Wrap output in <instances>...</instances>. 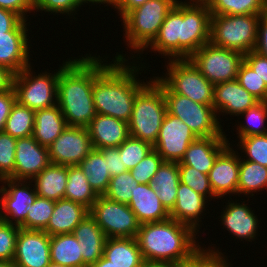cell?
Segmentation results:
<instances>
[{
	"instance_id": "cell-1",
	"label": "cell",
	"mask_w": 267,
	"mask_h": 267,
	"mask_svg": "<svg viewBox=\"0 0 267 267\" xmlns=\"http://www.w3.org/2000/svg\"><path fill=\"white\" fill-rule=\"evenodd\" d=\"M211 13L207 3L178 1L167 14L158 35L148 45L169 60L189 59L210 42ZM170 56V57H169Z\"/></svg>"
},
{
	"instance_id": "cell-40",
	"label": "cell",
	"mask_w": 267,
	"mask_h": 267,
	"mask_svg": "<svg viewBox=\"0 0 267 267\" xmlns=\"http://www.w3.org/2000/svg\"><path fill=\"white\" fill-rule=\"evenodd\" d=\"M139 184L133 179L130 171H126L110 179L107 191L103 196L110 200L128 205L132 193Z\"/></svg>"
},
{
	"instance_id": "cell-25",
	"label": "cell",
	"mask_w": 267,
	"mask_h": 267,
	"mask_svg": "<svg viewBox=\"0 0 267 267\" xmlns=\"http://www.w3.org/2000/svg\"><path fill=\"white\" fill-rule=\"evenodd\" d=\"M72 233L80 245L83 267L96 263L103 256L107 237L90 214L85 216Z\"/></svg>"
},
{
	"instance_id": "cell-57",
	"label": "cell",
	"mask_w": 267,
	"mask_h": 267,
	"mask_svg": "<svg viewBox=\"0 0 267 267\" xmlns=\"http://www.w3.org/2000/svg\"><path fill=\"white\" fill-rule=\"evenodd\" d=\"M14 75L8 68L0 65V93L13 87Z\"/></svg>"
},
{
	"instance_id": "cell-27",
	"label": "cell",
	"mask_w": 267,
	"mask_h": 267,
	"mask_svg": "<svg viewBox=\"0 0 267 267\" xmlns=\"http://www.w3.org/2000/svg\"><path fill=\"white\" fill-rule=\"evenodd\" d=\"M89 214L84 205L67 199L55 201V207L44 231L50 236L72 233L75 227Z\"/></svg>"
},
{
	"instance_id": "cell-28",
	"label": "cell",
	"mask_w": 267,
	"mask_h": 267,
	"mask_svg": "<svg viewBox=\"0 0 267 267\" xmlns=\"http://www.w3.org/2000/svg\"><path fill=\"white\" fill-rule=\"evenodd\" d=\"M67 127L58 104L35 111L32 137L44 147H49Z\"/></svg>"
},
{
	"instance_id": "cell-10",
	"label": "cell",
	"mask_w": 267,
	"mask_h": 267,
	"mask_svg": "<svg viewBox=\"0 0 267 267\" xmlns=\"http://www.w3.org/2000/svg\"><path fill=\"white\" fill-rule=\"evenodd\" d=\"M31 65L14 75L13 89L16 101L33 110L44 109L57 104L58 77L61 72L34 75ZM55 98V99H54Z\"/></svg>"
},
{
	"instance_id": "cell-14",
	"label": "cell",
	"mask_w": 267,
	"mask_h": 267,
	"mask_svg": "<svg viewBox=\"0 0 267 267\" xmlns=\"http://www.w3.org/2000/svg\"><path fill=\"white\" fill-rule=\"evenodd\" d=\"M0 181L4 183L3 185H7V187L0 186V220L19 226L26 219L29 206L38 196L34 184H31L30 180L27 182L11 178ZM29 183L33 186L30 187Z\"/></svg>"
},
{
	"instance_id": "cell-61",
	"label": "cell",
	"mask_w": 267,
	"mask_h": 267,
	"mask_svg": "<svg viewBox=\"0 0 267 267\" xmlns=\"http://www.w3.org/2000/svg\"><path fill=\"white\" fill-rule=\"evenodd\" d=\"M0 267H15V265L13 262L0 260Z\"/></svg>"
},
{
	"instance_id": "cell-43",
	"label": "cell",
	"mask_w": 267,
	"mask_h": 267,
	"mask_svg": "<svg viewBox=\"0 0 267 267\" xmlns=\"http://www.w3.org/2000/svg\"><path fill=\"white\" fill-rule=\"evenodd\" d=\"M237 147L246 154L244 160L267 167V133L247 136L239 139ZM246 157V159H245Z\"/></svg>"
},
{
	"instance_id": "cell-33",
	"label": "cell",
	"mask_w": 267,
	"mask_h": 267,
	"mask_svg": "<svg viewBox=\"0 0 267 267\" xmlns=\"http://www.w3.org/2000/svg\"><path fill=\"white\" fill-rule=\"evenodd\" d=\"M93 191L99 196L107 191L111 175L107 172V160L99 149H93L78 165Z\"/></svg>"
},
{
	"instance_id": "cell-34",
	"label": "cell",
	"mask_w": 267,
	"mask_h": 267,
	"mask_svg": "<svg viewBox=\"0 0 267 267\" xmlns=\"http://www.w3.org/2000/svg\"><path fill=\"white\" fill-rule=\"evenodd\" d=\"M98 195L90 187L83 170L78 166H68V181L64 199L78 202L88 209L97 200Z\"/></svg>"
},
{
	"instance_id": "cell-3",
	"label": "cell",
	"mask_w": 267,
	"mask_h": 267,
	"mask_svg": "<svg viewBox=\"0 0 267 267\" xmlns=\"http://www.w3.org/2000/svg\"><path fill=\"white\" fill-rule=\"evenodd\" d=\"M197 234L190 226L169 217L140 224L135 238L144 261L169 262L184 267L203 254L202 247L196 243Z\"/></svg>"
},
{
	"instance_id": "cell-5",
	"label": "cell",
	"mask_w": 267,
	"mask_h": 267,
	"mask_svg": "<svg viewBox=\"0 0 267 267\" xmlns=\"http://www.w3.org/2000/svg\"><path fill=\"white\" fill-rule=\"evenodd\" d=\"M166 113L163 90L152 78L136 95L128 122L130 136L154 146Z\"/></svg>"
},
{
	"instance_id": "cell-44",
	"label": "cell",
	"mask_w": 267,
	"mask_h": 267,
	"mask_svg": "<svg viewBox=\"0 0 267 267\" xmlns=\"http://www.w3.org/2000/svg\"><path fill=\"white\" fill-rule=\"evenodd\" d=\"M178 167L179 178L181 183L189 186L192 190L204 196L205 198H216V196L212 192V188L207 174L199 172L190 166Z\"/></svg>"
},
{
	"instance_id": "cell-63",
	"label": "cell",
	"mask_w": 267,
	"mask_h": 267,
	"mask_svg": "<svg viewBox=\"0 0 267 267\" xmlns=\"http://www.w3.org/2000/svg\"><path fill=\"white\" fill-rule=\"evenodd\" d=\"M209 1L210 0H190V2H199V3H208Z\"/></svg>"
},
{
	"instance_id": "cell-9",
	"label": "cell",
	"mask_w": 267,
	"mask_h": 267,
	"mask_svg": "<svg viewBox=\"0 0 267 267\" xmlns=\"http://www.w3.org/2000/svg\"><path fill=\"white\" fill-rule=\"evenodd\" d=\"M169 61V62H168ZM167 72L157 77L172 93L213 106L214 84L207 80L189 59L168 60Z\"/></svg>"
},
{
	"instance_id": "cell-36",
	"label": "cell",
	"mask_w": 267,
	"mask_h": 267,
	"mask_svg": "<svg viewBox=\"0 0 267 267\" xmlns=\"http://www.w3.org/2000/svg\"><path fill=\"white\" fill-rule=\"evenodd\" d=\"M211 15H246L267 12V0H210Z\"/></svg>"
},
{
	"instance_id": "cell-2",
	"label": "cell",
	"mask_w": 267,
	"mask_h": 267,
	"mask_svg": "<svg viewBox=\"0 0 267 267\" xmlns=\"http://www.w3.org/2000/svg\"><path fill=\"white\" fill-rule=\"evenodd\" d=\"M113 63L102 64L93 73V101L97 114L108 115L127 123L130 121L136 95L149 83L140 82L136 74L140 67L127 63L117 54ZM127 64V65H126ZM136 65V66H134Z\"/></svg>"
},
{
	"instance_id": "cell-39",
	"label": "cell",
	"mask_w": 267,
	"mask_h": 267,
	"mask_svg": "<svg viewBox=\"0 0 267 267\" xmlns=\"http://www.w3.org/2000/svg\"><path fill=\"white\" fill-rule=\"evenodd\" d=\"M239 116H245L247 123H241L236 129L238 138L267 133L265 120H267V102H258ZM245 124V125H244Z\"/></svg>"
},
{
	"instance_id": "cell-11",
	"label": "cell",
	"mask_w": 267,
	"mask_h": 267,
	"mask_svg": "<svg viewBox=\"0 0 267 267\" xmlns=\"http://www.w3.org/2000/svg\"><path fill=\"white\" fill-rule=\"evenodd\" d=\"M189 60L215 85L236 79L244 54L214 46L209 42L194 52Z\"/></svg>"
},
{
	"instance_id": "cell-24",
	"label": "cell",
	"mask_w": 267,
	"mask_h": 267,
	"mask_svg": "<svg viewBox=\"0 0 267 267\" xmlns=\"http://www.w3.org/2000/svg\"><path fill=\"white\" fill-rule=\"evenodd\" d=\"M208 200L196 193L189 186L179 183L178 193L170 218L190 226L196 233L199 232L201 214L206 210ZM199 228V229H198Z\"/></svg>"
},
{
	"instance_id": "cell-38",
	"label": "cell",
	"mask_w": 267,
	"mask_h": 267,
	"mask_svg": "<svg viewBox=\"0 0 267 267\" xmlns=\"http://www.w3.org/2000/svg\"><path fill=\"white\" fill-rule=\"evenodd\" d=\"M55 207V201L37 196L29 206L26 219L19 225L27 230H44L50 220Z\"/></svg>"
},
{
	"instance_id": "cell-41",
	"label": "cell",
	"mask_w": 267,
	"mask_h": 267,
	"mask_svg": "<svg viewBox=\"0 0 267 267\" xmlns=\"http://www.w3.org/2000/svg\"><path fill=\"white\" fill-rule=\"evenodd\" d=\"M153 149L151 144L131 136L118 146L123 164L128 171L140 163Z\"/></svg>"
},
{
	"instance_id": "cell-59",
	"label": "cell",
	"mask_w": 267,
	"mask_h": 267,
	"mask_svg": "<svg viewBox=\"0 0 267 267\" xmlns=\"http://www.w3.org/2000/svg\"><path fill=\"white\" fill-rule=\"evenodd\" d=\"M87 267H116L108 259L102 256L96 263L90 264Z\"/></svg>"
},
{
	"instance_id": "cell-48",
	"label": "cell",
	"mask_w": 267,
	"mask_h": 267,
	"mask_svg": "<svg viewBox=\"0 0 267 267\" xmlns=\"http://www.w3.org/2000/svg\"><path fill=\"white\" fill-rule=\"evenodd\" d=\"M81 0H33L34 11L51 12L54 14L62 13L73 15L77 12L78 7H81Z\"/></svg>"
},
{
	"instance_id": "cell-13",
	"label": "cell",
	"mask_w": 267,
	"mask_h": 267,
	"mask_svg": "<svg viewBox=\"0 0 267 267\" xmlns=\"http://www.w3.org/2000/svg\"><path fill=\"white\" fill-rule=\"evenodd\" d=\"M93 149L87 128L67 126L48 147L49 161L63 166L79 165Z\"/></svg>"
},
{
	"instance_id": "cell-51",
	"label": "cell",
	"mask_w": 267,
	"mask_h": 267,
	"mask_svg": "<svg viewBox=\"0 0 267 267\" xmlns=\"http://www.w3.org/2000/svg\"><path fill=\"white\" fill-rule=\"evenodd\" d=\"M16 102V95L13 87L0 93V132H3L6 120L10 115L11 108Z\"/></svg>"
},
{
	"instance_id": "cell-42",
	"label": "cell",
	"mask_w": 267,
	"mask_h": 267,
	"mask_svg": "<svg viewBox=\"0 0 267 267\" xmlns=\"http://www.w3.org/2000/svg\"><path fill=\"white\" fill-rule=\"evenodd\" d=\"M236 80L259 102H267V84L245 61L239 67Z\"/></svg>"
},
{
	"instance_id": "cell-26",
	"label": "cell",
	"mask_w": 267,
	"mask_h": 267,
	"mask_svg": "<svg viewBox=\"0 0 267 267\" xmlns=\"http://www.w3.org/2000/svg\"><path fill=\"white\" fill-rule=\"evenodd\" d=\"M140 224L158 222L170 217L150 184H139L128 204Z\"/></svg>"
},
{
	"instance_id": "cell-30",
	"label": "cell",
	"mask_w": 267,
	"mask_h": 267,
	"mask_svg": "<svg viewBox=\"0 0 267 267\" xmlns=\"http://www.w3.org/2000/svg\"><path fill=\"white\" fill-rule=\"evenodd\" d=\"M179 183L177 162H163L150 181L152 189L157 193L160 202L169 213L175 206Z\"/></svg>"
},
{
	"instance_id": "cell-53",
	"label": "cell",
	"mask_w": 267,
	"mask_h": 267,
	"mask_svg": "<svg viewBox=\"0 0 267 267\" xmlns=\"http://www.w3.org/2000/svg\"><path fill=\"white\" fill-rule=\"evenodd\" d=\"M0 8L11 10L26 20V14L34 11L33 0H0ZM26 17V18H25Z\"/></svg>"
},
{
	"instance_id": "cell-55",
	"label": "cell",
	"mask_w": 267,
	"mask_h": 267,
	"mask_svg": "<svg viewBox=\"0 0 267 267\" xmlns=\"http://www.w3.org/2000/svg\"><path fill=\"white\" fill-rule=\"evenodd\" d=\"M21 20L15 12L0 8V34L10 32Z\"/></svg>"
},
{
	"instance_id": "cell-46",
	"label": "cell",
	"mask_w": 267,
	"mask_h": 267,
	"mask_svg": "<svg viewBox=\"0 0 267 267\" xmlns=\"http://www.w3.org/2000/svg\"><path fill=\"white\" fill-rule=\"evenodd\" d=\"M16 143L17 138L0 132V180L14 172Z\"/></svg>"
},
{
	"instance_id": "cell-62",
	"label": "cell",
	"mask_w": 267,
	"mask_h": 267,
	"mask_svg": "<svg viewBox=\"0 0 267 267\" xmlns=\"http://www.w3.org/2000/svg\"><path fill=\"white\" fill-rule=\"evenodd\" d=\"M47 267H67V266H63L61 264H56V263L50 262Z\"/></svg>"
},
{
	"instance_id": "cell-47",
	"label": "cell",
	"mask_w": 267,
	"mask_h": 267,
	"mask_svg": "<svg viewBox=\"0 0 267 267\" xmlns=\"http://www.w3.org/2000/svg\"><path fill=\"white\" fill-rule=\"evenodd\" d=\"M20 227L0 220V260L12 262L16 251V239Z\"/></svg>"
},
{
	"instance_id": "cell-60",
	"label": "cell",
	"mask_w": 267,
	"mask_h": 267,
	"mask_svg": "<svg viewBox=\"0 0 267 267\" xmlns=\"http://www.w3.org/2000/svg\"><path fill=\"white\" fill-rule=\"evenodd\" d=\"M82 4H86V3H96V4H107V5H112V7L116 8L118 0H81Z\"/></svg>"
},
{
	"instance_id": "cell-18",
	"label": "cell",
	"mask_w": 267,
	"mask_h": 267,
	"mask_svg": "<svg viewBox=\"0 0 267 267\" xmlns=\"http://www.w3.org/2000/svg\"><path fill=\"white\" fill-rule=\"evenodd\" d=\"M26 21L22 19L10 32L0 34V65L14 74L31 65Z\"/></svg>"
},
{
	"instance_id": "cell-17",
	"label": "cell",
	"mask_w": 267,
	"mask_h": 267,
	"mask_svg": "<svg viewBox=\"0 0 267 267\" xmlns=\"http://www.w3.org/2000/svg\"><path fill=\"white\" fill-rule=\"evenodd\" d=\"M49 164L47 147L41 146L32 135L17 138L14 172L8 178L31 181Z\"/></svg>"
},
{
	"instance_id": "cell-23",
	"label": "cell",
	"mask_w": 267,
	"mask_h": 267,
	"mask_svg": "<svg viewBox=\"0 0 267 267\" xmlns=\"http://www.w3.org/2000/svg\"><path fill=\"white\" fill-rule=\"evenodd\" d=\"M233 202V203H232ZM226 208H223L221 212V221L222 225L236 238L241 241L256 239L257 229L260 223L257 219V216L254 214V210H251L250 207L243 203H237V201H230L225 205ZM223 213V214H222Z\"/></svg>"
},
{
	"instance_id": "cell-45",
	"label": "cell",
	"mask_w": 267,
	"mask_h": 267,
	"mask_svg": "<svg viewBox=\"0 0 267 267\" xmlns=\"http://www.w3.org/2000/svg\"><path fill=\"white\" fill-rule=\"evenodd\" d=\"M164 160L159 153L153 149L140 163H138L130 173L138 184H150L158 168Z\"/></svg>"
},
{
	"instance_id": "cell-35",
	"label": "cell",
	"mask_w": 267,
	"mask_h": 267,
	"mask_svg": "<svg viewBox=\"0 0 267 267\" xmlns=\"http://www.w3.org/2000/svg\"><path fill=\"white\" fill-rule=\"evenodd\" d=\"M240 156V168L238 179V194L251 195L262 189H267V167L258 163L244 160Z\"/></svg>"
},
{
	"instance_id": "cell-12",
	"label": "cell",
	"mask_w": 267,
	"mask_h": 267,
	"mask_svg": "<svg viewBox=\"0 0 267 267\" xmlns=\"http://www.w3.org/2000/svg\"><path fill=\"white\" fill-rule=\"evenodd\" d=\"M89 214L101 227L107 238H135L140 223L126 204L99 195Z\"/></svg>"
},
{
	"instance_id": "cell-8",
	"label": "cell",
	"mask_w": 267,
	"mask_h": 267,
	"mask_svg": "<svg viewBox=\"0 0 267 267\" xmlns=\"http://www.w3.org/2000/svg\"><path fill=\"white\" fill-rule=\"evenodd\" d=\"M153 78L163 90L167 112L181 119L197 137H226L213 106L172 93L156 76Z\"/></svg>"
},
{
	"instance_id": "cell-19",
	"label": "cell",
	"mask_w": 267,
	"mask_h": 267,
	"mask_svg": "<svg viewBox=\"0 0 267 267\" xmlns=\"http://www.w3.org/2000/svg\"><path fill=\"white\" fill-rule=\"evenodd\" d=\"M229 144L216 158L208 178L213 194L218 198L224 195L238 194L240 168L239 153Z\"/></svg>"
},
{
	"instance_id": "cell-7",
	"label": "cell",
	"mask_w": 267,
	"mask_h": 267,
	"mask_svg": "<svg viewBox=\"0 0 267 267\" xmlns=\"http://www.w3.org/2000/svg\"><path fill=\"white\" fill-rule=\"evenodd\" d=\"M261 14L211 15L210 43L246 54L254 50Z\"/></svg>"
},
{
	"instance_id": "cell-31",
	"label": "cell",
	"mask_w": 267,
	"mask_h": 267,
	"mask_svg": "<svg viewBox=\"0 0 267 267\" xmlns=\"http://www.w3.org/2000/svg\"><path fill=\"white\" fill-rule=\"evenodd\" d=\"M103 256L116 267H142L144 262L136 238H107Z\"/></svg>"
},
{
	"instance_id": "cell-29",
	"label": "cell",
	"mask_w": 267,
	"mask_h": 267,
	"mask_svg": "<svg viewBox=\"0 0 267 267\" xmlns=\"http://www.w3.org/2000/svg\"><path fill=\"white\" fill-rule=\"evenodd\" d=\"M31 181H34L35 191L39 197L54 201L64 199L68 166L50 163Z\"/></svg>"
},
{
	"instance_id": "cell-21",
	"label": "cell",
	"mask_w": 267,
	"mask_h": 267,
	"mask_svg": "<svg viewBox=\"0 0 267 267\" xmlns=\"http://www.w3.org/2000/svg\"><path fill=\"white\" fill-rule=\"evenodd\" d=\"M229 144L226 137H198L189 145L178 166H190L208 175L217 156Z\"/></svg>"
},
{
	"instance_id": "cell-4",
	"label": "cell",
	"mask_w": 267,
	"mask_h": 267,
	"mask_svg": "<svg viewBox=\"0 0 267 267\" xmlns=\"http://www.w3.org/2000/svg\"><path fill=\"white\" fill-rule=\"evenodd\" d=\"M86 56L63 63L58 77L57 104L67 126L87 128L97 114L92 93L93 73L106 60L91 54Z\"/></svg>"
},
{
	"instance_id": "cell-16",
	"label": "cell",
	"mask_w": 267,
	"mask_h": 267,
	"mask_svg": "<svg viewBox=\"0 0 267 267\" xmlns=\"http://www.w3.org/2000/svg\"><path fill=\"white\" fill-rule=\"evenodd\" d=\"M12 262L15 267H47L51 262L50 235L44 230L20 228Z\"/></svg>"
},
{
	"instance_id": "cell-64",
	"label": "cell",
	"mask_w": 267,
	"mask_h": 267,
	"mask_svg": "<svg viewBox=\"0 0 267 267\" xmlns=\"http://www.w3.org/2000/svg\"><path fill=\"white\" fill-rule=\"evenodd\" d=\"M184 267H198V259L194 263L190 264L189 266H184Z\"/></svg>"
},
{
	"instance_id": "cell-54",
	"label": "cell",
	"mask_w": 267,
	"mask_h": 267,
	"mask_svg": "<svg viewBox=\"0 0 267 267\" xmlns=\"http://www.w3.org/2000/svg\"><path fill=\"white\" fill-rule=\"evenodd\" d=\"M254 51L267 58V12L260 15Z\"/></svg>"
},
{
	"instance_id": "cell-6",
	"label": "cell",
	"mask_w": 267,
	"mask_h": 267,
	"mask_svg": "<svg viewBox=\"0 0 267 267\" xmlns=\"http://www.w3.org/2000/svg\"><path fill=\"white\" fill-rule=\"evenodd\" d=\"M177 2L178 0H148L122 19L124 36L127 39L125 42L134 49V54H143L144 49L158 35L164 19Z\"/></svg>"
},
{
	"instance_id": "cell-32",
	"label": "cell",
	"mask_w": 267,
	"mask_h": 267,
	"mask_svg": "<svg viewBox=\"0 0 267 267\" xmlns=\"http://www.w3.org/2000/svg\"><path fill=\"white\" fill-rule=\"evenodd\" d=\"M51 262L67 267H83L80 245L73 233L50 236Z\"/></svg>"
},
{
	"instance_id": "cell-50",
	"label": "cell",
	"mask_w": 267,
	"mask_h": 267,
	"mask_svg": "<svg viewBox=\"0 0 267 267\" xmlns=\"http://www.w3.org/2000/svg\"><path fill=\"white\" fill-rule=\"evenodd\" d=\"M202 252L203 254L198 258V267H233L219 249L202 248Z\"/></svg>"
},
{
	"instance_id": "cell-58",
	"label": "cell",
	"mask_w": 267,
	"mask_h": 267,
	"mask_svg": "<svg viewBox=\"0 0 267 267\" xmlns=\"http://www.w3.org/2000/svg\"><path fill=\"white\" fill-rule=\"evenodd\" d=\"M142 267H181L179 265H176L174 263L169 262H149L144 261L142 264Z\"/></svg>"
},
{
	"instance_id": "cell-49",
	"label": "cell",
	"mask_w": 267,
	"mask_h": 267,
	"mask_svg": "<svg viewBox=\"0 0 267 267\" xmlns=\"http://www.w3.org/2000/svg\"><path fill=\"white\" fill-rule=\"evenodd\" d=\"M99 150L102 152L104 159L107 160V172L110 173L111 177L128 171L123 164L122 155L119 153L118 147Z\"/></svg>"
},
{
	"instance_id": "cell-15",
	"label": "cell",
	"mask_w": 267,
	"mask_h": 267,
	"mask_svg": "<svg viewBox=\"0 0 267 267\" xmlns=\"http://www.w3.org/2000/svg\"><path fill=\"white\" fill-rule=\"evenodd\" d=\"M197 138L181 119L167 112L153 147L164 162L179 163L189 145Z\"/></svg>"
},
{
	"instance_id": "cell-52",
	"label": "cell",
	"mask_w": 267,
	"mask_h": 267,
	"mask_svg": "<svg viewBox=\"0 0 267 267\" xmlns=\"http://www.w3.org/2000/svg\"><path fill=\"white\" fill-rule=\"evenodd\" d=\"M244 61L267 84V58L252 50L251 52L244 54Z\"/></svg>"
},
{
	"instance_id": "cell-20",
	"label": "cell",
	"mask_w": 267,
	"mask_h": 267,
	"mask_svg": "<svg viewBox=\"0 0 267 267\" xmlns=\"http://www.w3.org/2000/svg\"><path fill=\"white\" fill-rule=\"evenodd\" d=\"M258 102L236 79L214 86L213 107L218 115L223 112L230 116H239Z\"/></svg>"
},
{
	"instance_id": "cell-22",
	"label": "cell",
	"mask_w": 267,
	"mask_h": 267,
	"mask_svg": "<svg viewBox=\"0 0 267 267\" xmlns=\"http://www.w3.org/2000/svg\"><path fill=\"white\" fill-rule=\"evenodd\" d=\"M87 129L94 149L118 147L130 136L126 121L108 115L96 114Z\"/></svg>"
},
{
	"instance_id": "cell-56",
	"label": "cell",
	"mask_w": 267,
	"mask_h": 267,
	"mask_svg": "<svg viewBox=\"0 0 267 267\" xmlns=\"http://www.w3.org/2000/svg\"><path fill=\"white\" fill-rule=\"evenodd\" d=\"M148 0H118L117 6L115 9L118 10L121 19H123L131 10L140 7Z\"/></svg>"
},
{
	"instance_id": "cell-37",
	"label": "cell",
	"mask_w": 267,
	"mask_h": 267,
	"mask_svg": "<svg viewBox=\"0 0 267 267\" xmlns=\"http://www.w3.org/2000/svg\"><path fill=\"white\" fill-rule=\"evenodd\" d=\"M35 110L19 104H13L6 120L4 132L15 138L28 137L33 134Z\"/></svg>"
}]
</instances>
